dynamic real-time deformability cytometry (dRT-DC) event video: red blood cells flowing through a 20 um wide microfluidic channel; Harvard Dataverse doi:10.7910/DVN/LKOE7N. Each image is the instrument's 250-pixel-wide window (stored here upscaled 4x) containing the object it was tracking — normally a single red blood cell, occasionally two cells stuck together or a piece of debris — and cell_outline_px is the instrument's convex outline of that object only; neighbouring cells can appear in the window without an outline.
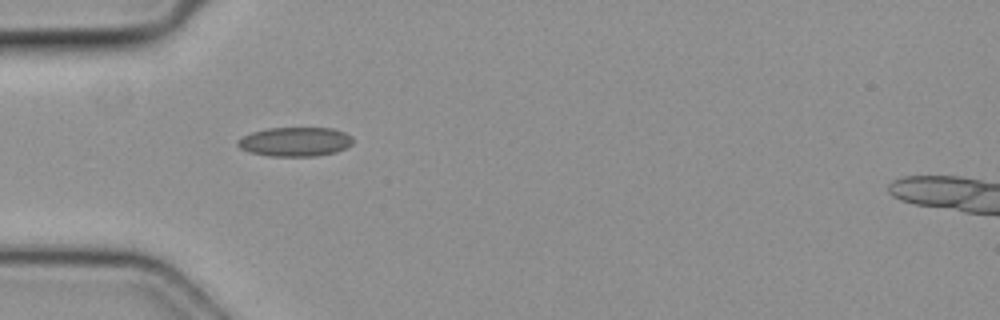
{"species": "common noctule bat (a hibernating species)", "species_latin": "Nyctalus noctula", "temperature_condition": "cold", "stored_images_in_passage": 2, "camera_frame_rate_fps": 3000, "um_per_image_px": 0.085, "animal": {"sex": "female", "body_mass_g": 19.3, "forearm_length_mm": 54.1}, "frame": {"image": 1, "passage_image": 1, "time_ms": 0.0, "image_size_px": [1000, 320], "cell_outline_px": [[352, 144], [336, 152], [316, 156], [268, 156], [248, 152], [240, 148], [236, 144], [236, 140], [252, 132], [268, 128], [332, 128], [344, 132], [352, 136]], "centroid_in_image_um": [25.06, 12.05], "position_along_channel_um": 59.9, "area_um2": 19.65}}
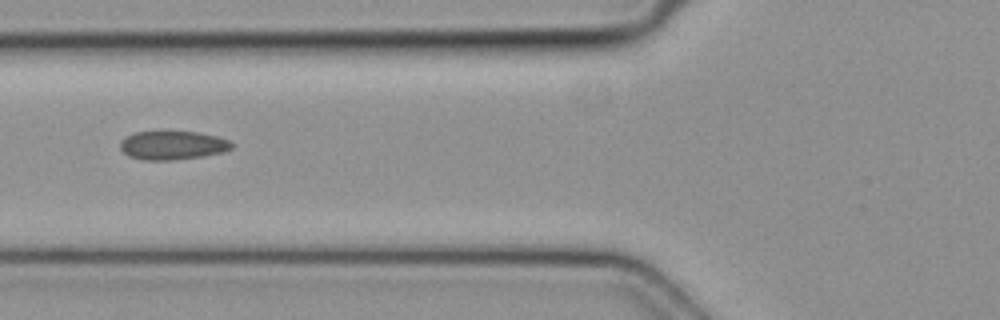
{"frame": {"image": 2, "passage_image": 2, "time_ms": 0.333, "image_size_px": [1000, 320], "cell_outline_px": [[232, 148], [224, 152], [204, 156], [172, 160], [144, 160], [128, 156], [120, 148], [120, 140], [124, 136], [132, 132], [200, 132], [216, 136], [228, 140], [232, 144]], "centroid_in_image_um": [14.64, 12.35], "position_along_channel_um": 111.2, "area_um2": 18.73}}